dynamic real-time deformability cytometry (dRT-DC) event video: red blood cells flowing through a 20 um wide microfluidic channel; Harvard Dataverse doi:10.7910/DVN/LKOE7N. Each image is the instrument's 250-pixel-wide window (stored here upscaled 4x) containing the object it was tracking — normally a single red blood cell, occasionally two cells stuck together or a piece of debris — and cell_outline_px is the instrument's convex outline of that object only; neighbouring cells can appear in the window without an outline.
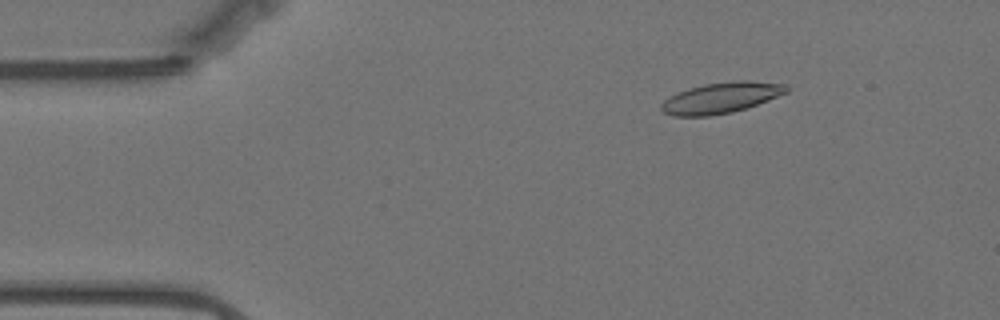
{"species": "Egyptian fruit bat (a non-hibernating species)", "species_latin": "Rousettus aegyptiacus", "temperature_condition": "warm", "stored_images_in_passage": 51, "camera_frame_rate_fps": 3000, "um_per_image_px": 0.085, "animal": {"sex": "female"}, "frame": {"image": 1, "passage_image": 8, "time_ms": 2.333, "image_size_px": [1000, 320], "cell_outline_px": [[788, 92], [768, 100], [732, 112], [708, 116], [672, 116], [664, 112], [660, 108], [660, 104], [664, 100], [680, 92], [704, 84], [736, 80], [748, 80], [788, 84]], "centroid_in_image_um": [61.32, 8.31], "position_along_channel_um": 23.7, "area_um2": 22.25}}
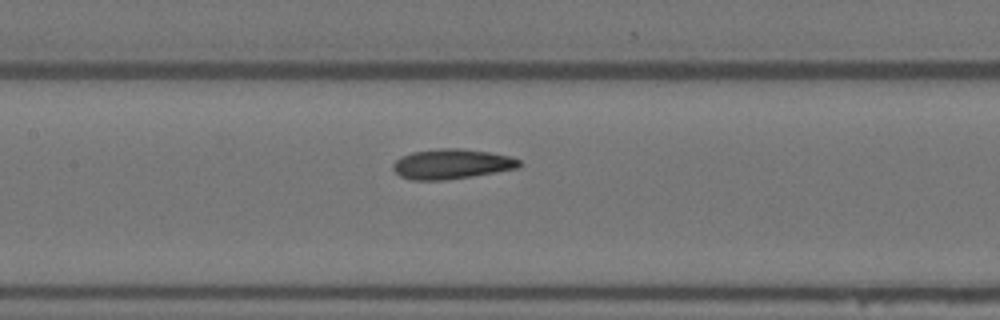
{"frame": {"image": 2, "passage_image": 26, "time_ms": 8.333, "image_size_px": [1000, 320], "cell_outline_px": [[520, 164], [516, 168], [496, 172], [472, 176], [444, 180], [412, 180], [400, 176], [392, 168], [392, 164], [400, 156], [412, 152], [440, 148], [460, 148], [488, 152], [508, 156], [520, 160]], "centroid_in_image_um": [38.34, 13.94], "position_along_channel_um": 169.1, "area_um2": 21.91}}
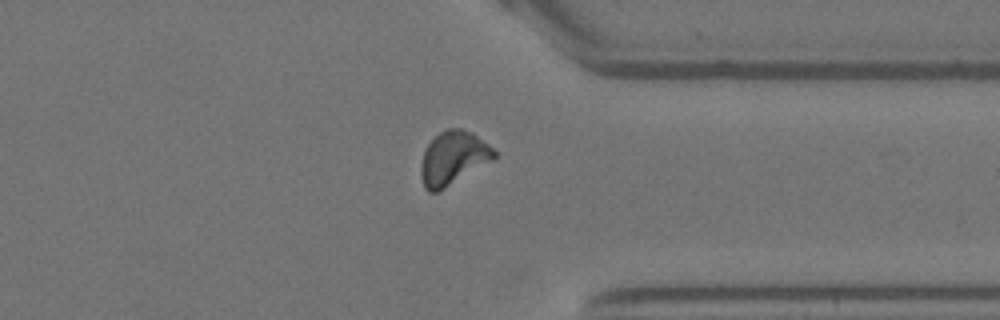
{"frame": {"image": 3, "passage_image": 44, "time_ms": 14.333, "image_size_px": [1000, 320], "cell_outline_px": [[496, 156], [492, 160], [444, 188], [436, 192], [428, 192], [424, 188], [420, 176], [420, 164], [424, 152], [428, 144], [444, 128], [460, 128], [472, 132], [488, 144], [496, 152]], "centroid_in_image_um": [38.49, 13.42], "position_along_channel_um": 372.9, "area_um2": 22.6}, "authors_computed_cell_mechanics": {"area_um2": 21.8484, "velocity_mm_per_s": 3.4986, "shape_relaxation_time_tau1_ms": 6.6788, "shape_relaxation_time_tau2_ms": 2.3543, "deformation_change_tau1": 0.1656, "deformation_change_tau2": 0.0761}}